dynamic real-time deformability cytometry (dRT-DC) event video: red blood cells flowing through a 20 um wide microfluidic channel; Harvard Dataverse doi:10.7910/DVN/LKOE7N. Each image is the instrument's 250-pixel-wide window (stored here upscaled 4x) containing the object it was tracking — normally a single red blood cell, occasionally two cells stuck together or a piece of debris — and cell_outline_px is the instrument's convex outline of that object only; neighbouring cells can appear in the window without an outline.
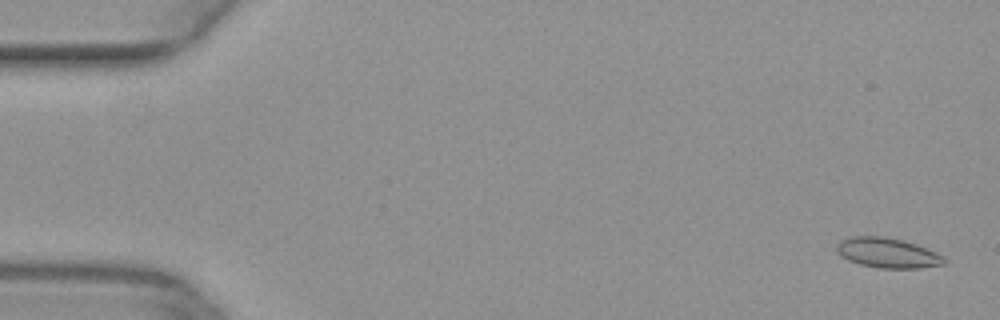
{"species": "common noctule bat (a hibernating species)", "species_latin": "Nyctalus noctula", "temperature_condition": "warm", "stored_images_in_passage": 52, "camera_frame_rate_fps": 3000, "um_per_image_px": 0.085, "animal": {"sex": "female", "body_mass_g": 29.2, "forearm_length_mm": 56.3}, "frame": {"image": 1, "passage_image": 2, "time_ms": 0.333, "image_size_px": [1000, 320], "cell_outline_px": [[948, 260], [944, 264], [920, 268], [880, 268], [860, 264], [848, 260], [840, 256], [836, 252], [836, 244], [840, 240], [852, 236], [884, 236], [904, 240], [916, 244], [936, 252], [944, 256]], "centroid_in_image_um": [75.43, 21.49], "position_along_channel_um": 9.6, "area_um2": 19.02}}
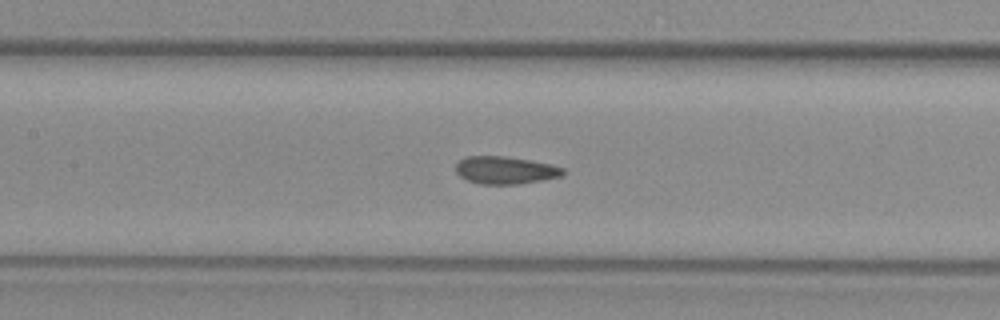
{"frame": {"image": 2, "passage_image": 24, "time_ms": 7.667, "image_size_px": [1000, 320], "cell_outline_px": [[564, 176], [544, 180], [520, 184], [480, 184], [468, 180], [460, 176], [456, 172], [456, 164], [460, 160], [468, 156], [504, 156], [528, 160], [548, 164], [564, 168]], "centroid_in_image_um": [42.96, 14.48], "position_along_channel_um": 164.4, "area_um2": 17.17}}
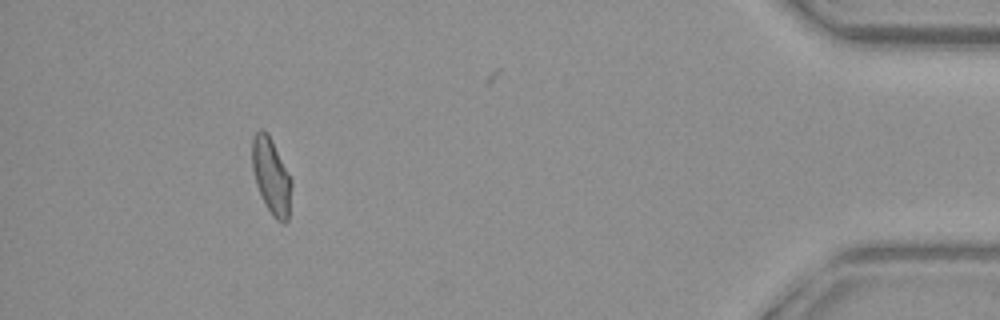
{"frame": {"image": 3, "passage_image": 47, "time_ms": 15.333, "image_size_px": [1000, 320], "cell_outline_px": [[292, 184], [288, 220], [284, 224], [276, 220], [272, 216], [256, 184], [252, 168], [252, 136], [260, 128], [268, 132], [292, 180]], "centroid_in_image_um": [23.06, 14.95], "position_along_channel_um": 412.1, "area_um2": 17.4}}